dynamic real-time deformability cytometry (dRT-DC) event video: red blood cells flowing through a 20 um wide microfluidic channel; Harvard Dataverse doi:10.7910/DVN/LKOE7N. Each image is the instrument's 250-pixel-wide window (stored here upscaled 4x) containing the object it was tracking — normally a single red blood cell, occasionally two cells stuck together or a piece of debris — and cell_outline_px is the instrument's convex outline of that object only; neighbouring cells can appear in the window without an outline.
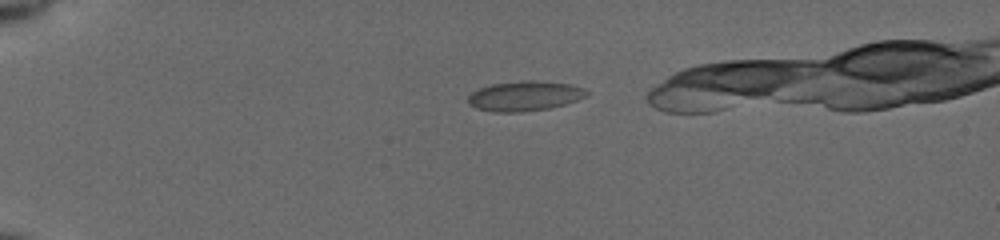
{"species": "common noctule bat (a hibernating species)", "species_latin": "Nyctalus noctula", "temperature_condition": "cold", "stored_images_in_passage": 35, "camera_frame_rate_fps": 3000, "um_per_image_px": 0.085, "animal": {"sex": "female", "body_mass_g": 19.5, "forearm_length_mm": 54.1}, "frame": {"image": 1, "passage_image": 1, "time_ms": 0.0, "image_size_px": [1000, 240], "cell_outline_px": [[588, 92], [584, 96], [576, 100], [564, 104], [548, 108], [520, 112], [492, 112], [476, 108], [468, 104], [468, 96], [472, 92], [480, 88], [492, 84], [520, 80], [532, 80], [568, 84], [584, 88]], "centroid_in_image_um": [44.54, 8.16], "position_along_channel_um": 40.5, "area_um2": 20.46}}
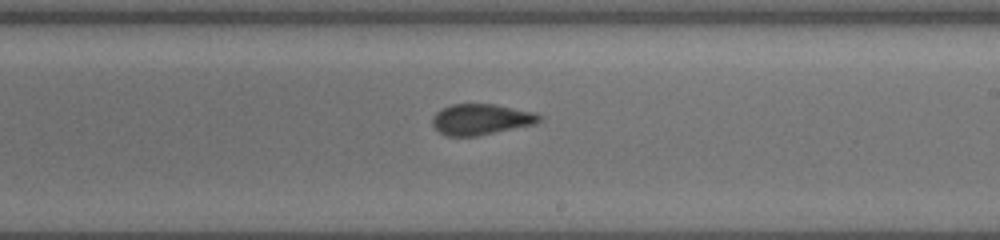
{"frame": {"image": 2, "passage_image": 21, "time_ms": 6.667, "image_size_px": [1000, 240], "cell_outline_px": [[544, 116], [536, 124], [476, 136], [444, 136], [432, 124], [432, 120], [436, 112], [440, 108], [452, 104], [496, 104], [536, 112]], "centroid_in_image_um": [40.91, 10.14], "position_along_channel_um": 248.1, "area_um2": 19.42}}
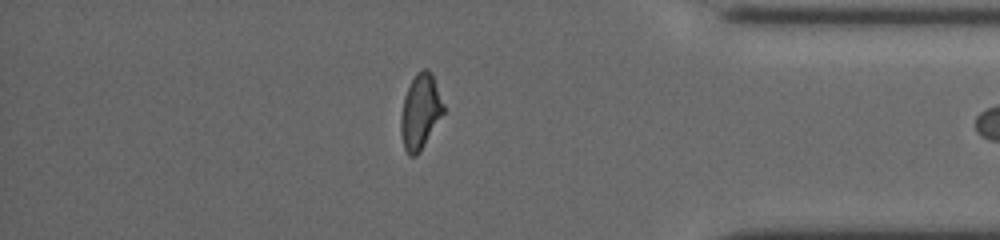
{"frame": {"image": 3, "passage_image": 34, "time_ms": 11.0, "image_size_px": [1000, 240], "cell_outline_px": [[444, 112], [420, 152], [416, 156], [408, 156], [404, 148], [400, 132], [400, 120], [404, 96], [416, 72], [424, 68], [428, 68], [432, 72], [444, 104]], "centroid_in_image_um": [35.72, 9.49], "position_along_channel_um": 399.5, "area_um2": 18.73}}